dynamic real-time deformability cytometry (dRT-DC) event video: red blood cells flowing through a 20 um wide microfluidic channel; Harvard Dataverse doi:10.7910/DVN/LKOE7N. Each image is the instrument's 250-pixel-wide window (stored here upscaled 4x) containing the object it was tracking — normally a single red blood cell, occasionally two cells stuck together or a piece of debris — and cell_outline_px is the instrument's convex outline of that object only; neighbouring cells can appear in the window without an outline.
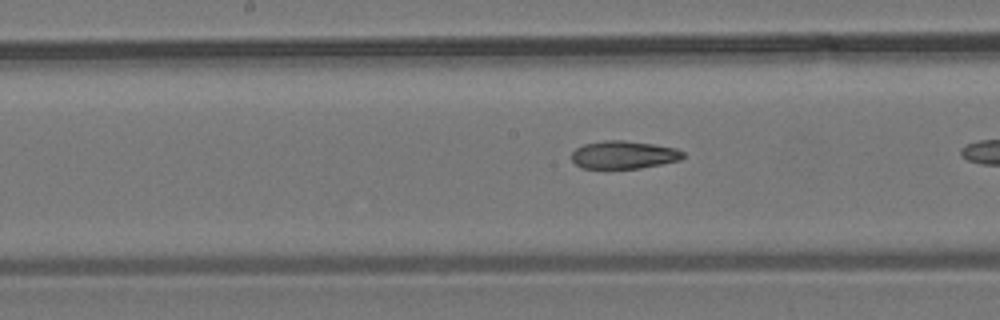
{"species": "common noctule bat (a hibernating species)", "species_latin": "Nyctalus noctula", "temperature_condition": "room temperature", "stored_images_in_passage": 25, "camera_frame_rate_fps": 3000, "um_per_image_px": 0.085, "animal": {"sex": "male", "body_mass_g": 19.2, "forearm_length_mm": 51.8}, "frame": {"image": 1, "passage_image": 22, "time_ms": 7.0, "image_size_px": [1000, 320], "cell_outline_px": [[684, 156], [680, 160], [640, 168], [580, 168], [572, 160], [572, 152], [576, 148], [584, 144], [604, 140], [624, 140], [652, 144], [676, 148], [684, 152]], "centroid_in_image_um": [53.0, 13.15], "position_along_channel_um": 195.2, "area_um2": 18.03}}